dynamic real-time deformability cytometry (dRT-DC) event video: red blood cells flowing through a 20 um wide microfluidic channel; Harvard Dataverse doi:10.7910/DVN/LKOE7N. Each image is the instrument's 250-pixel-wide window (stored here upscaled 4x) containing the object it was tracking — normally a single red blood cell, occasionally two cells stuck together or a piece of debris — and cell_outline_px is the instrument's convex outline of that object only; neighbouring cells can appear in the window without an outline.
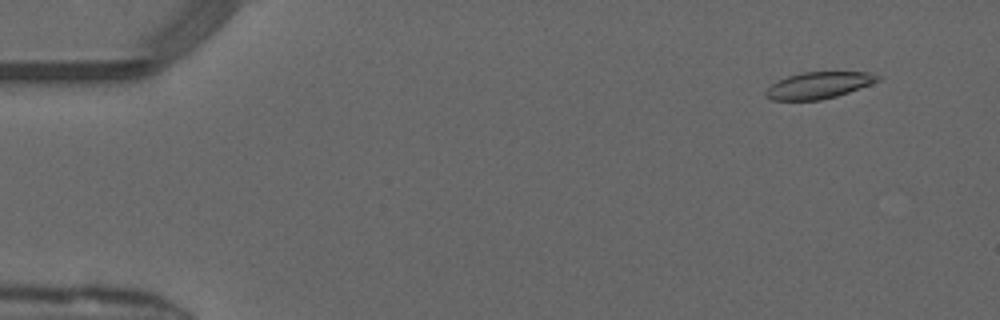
{"species": "common noctule bat (a hibernating species)", "species_latin": "Nyctalus noctula", "temperature_condition": "warm", "stored_images_in_passage": 14, "camera_frame_rate_fps": 3000, "um_per_image_px": 0.085, "animal": {"sex": "male", "forearm_length_mm": 52.5}, "frame": {"image": 1, "passage_image": 4, "time_ms": 1.0, "image_size_px": [1000, 320], "cell_outline_px": [[880, 80], [848, 92], [836, 96], [820, 100], [772, 100], [764, 96], [764, 92], [776, 80], [788, 76], [804, 72], [868, 72], [880, 76]], "centroid_in_image_um": [69.54, 7.25], "position_along_channel_um": 15.5, "area_um2": 17.22}}